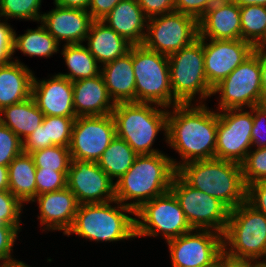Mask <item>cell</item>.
<instances>
[{"mask_svg":"<svg viewBox=\"0 0 266 267\" xmlns=\"http://www.w3.org/2000/svg\"><path fill=\"white\" fill-rule=\"evenodd\" d=\"M173 106L206 103L213 88L205 76L203 39L198 37L190 45L168 56Z\"/></svg>","mask_w":266,"mask_h":267,"instance_id":"cell-7","label":"cell"},{"mask_svg":"<svg viewBox=\"0 0 266 267\" xmlns=\"http://www.w3.org/2000/svg\"><path fill=\"white\" fill-rule=\"evenodd\" d=\"M246 187L258 181H266V147L251 148L241 163Z\"/></svg>","mask_w":266,"mask_h":267,"instance_id":"cell-36","label":"cell"},{"mask_svg":"<svg viewBox=\"0 0 266 267\" xmlns=\"http://www.w3.org/2000/svg\"><path fill=\"white\" fill-rule=\"evenodd\" d=\"M84 44L101 67L125 55L132 46L102 20H93Z\"/></svg>","mask_w":266,"mask_h":267,"instance_id":"cell-25","label":"cell"},{"mask_svg":"<svg viewBox=\"0 0 266 267\" xmlns=\"http://www.w3.org/2000/svg\"><path fill=\"white\" fill-rule=\"evenodd\" d=\"M36 166L30 154L22 152L8 166L9 191L25 206L36 197Z\"/></svg>","mask_w":266,"mask_h":267,"instance_id":"cell-28","label":"cell"},{"mask_svg":"<svg viewBox=\"0 0 266 267\" xmlns=\"http://www.w3.org/2000/svg\"><path fill=\"white\" fill-rule=\"evenodd\" d=\"M67 187L79 204L115 200V184L97 162L72 159L67 174Z\"/></svg>","mask_w":266,"mask_h":267,"instance_id":"cell-16","label":"cell"},{"mask_svg":"<svg viewBox=\"0 0 266 267\" xmlns=\"http://www.w3.org/2000/svg\"><path fill=\"white\" fill-rule=\"evenodd\" d=\"M100 74L115 104L136 102L132 46L125 55L103 65Z\"/></svg>","mask_w":266,"mask_h":267,"instance_id":"cell-23","label":"cell"},{"mask_svg":"<svg viewBox=\"0 0 266 267\" xmlns=\"http://www.w3.org/2000/svg\"><path fill=\"white\" fill-rule=\"evenodd\" d=\"M115 136L112 114L76 117L69 144L71 159L97 162Z\"/></svg>","mask_w":266,"mask_h":267,"instance_id":"cell-15","label":"cell"},{"mask_svg":"<svg viewBox=\"0 0 266 267\" xmlns=\"http://www.w3.org/2000/svg\"><path fill=\"white\" fill-rule=\"evenodd\" d=\"M256 48L242 39H203L205 76L213 88L242 64Z\"/></svg>","mask_w":266,"mask_h":267,"instance_id":"cell-17","label":"cell"},{"mask_svg":"<svg viewBox=\"0 0 266 267\" xmlns=\"http://www.w3.org/2000/svg\"><path fill=\"white\" fill-rule=\"evenodd\" d=\"M252 267H266L265 264L252 263Z\"/></svg>","mask_w":266,"mask_h":267,"instance_id":"cell-55","label":"cell"},{"mask_svg":"<svg viewBox=\"0 0 266 267\" xmlns=\"http://www.w3.org/2000/svg\"><path fill=\"white\" fill-rule=\"evenodd\" d=\"M44 118L32 96L0 110V123L10 128L22 141L31 134Z\"/></svg>","mask_w":266,"mask_h":267,"instance_id":"cell-27","label":"cell"},{"mask_svg":"<svg viewBox=\"0 0 266 267\" xmlns=\"http://www.w3.org/2000/svg\"><path fill=\"white\" fill-rule=\"evenodd\" d=\"M37 203V219L42 233L61 231L63 235L71 228L79 203L68 188L37 195L31 203ZM43 227V228H42Z\"/></svg>","mask_w":266,"mask_h":267,"instance_id":"cell-18","label":"cell"},{"mask_svg":"<svg viewBox=\"0 0 266 267\" xmlns=\"http://www.w3.org/2000/svg\"><path fill=\"white\" fill-rule=\"evenodd\" d=\"M53 142H46L45 116L42 124L23 140V152L30 154L39 149L54 146Z\"/></svg>","mask_w":266,"mask_h":267,"instance_id":"cell-44","label":"cell"},{"mask_svg":"<svg viewBox=\"0 0 266 267\" xmlns=\"http://www.w3.org/2000/svg\"><path fill=\"white\" fill-rule=\"evenodd\" d=\"M167 113L168 108L152 103H117L112 111L116 136L125 140L138 155L163 152L152 146L162 131L167 143Z\"/></svg>","mask_w":266,"mask_h":267,"instance_id":"cell-6","label":"cell"},{"mask_svg":"<svg viewBox=\"0 0 266 267\" xmlns=\"http://www.w3.org/2000/svg\"><path fill=\"white\" fill-rule=\"evenodd\" d=\"M24 206L9 190L0 191V223L12 225L21 232Z\"/></svg>","mask_w":266,"mask_h":267,"instance_id":"cell-37","label":"cell"},{"mask_svg":"<svg viewBox=\"0 0 266 267\" xmlns=\"http://www.w3.org/2000/svg\"><path fill=\"white\" fill-rule=\"evenodd\" d=\"M246 201L266 217V181L249 184Z\"/></svg>","mask_w":266,"mask_h":267,"instance_id":"cell-43","label":"cell"},{"mask_svg":"<svg viewBox=\"0 0 266 267\" xmlns=\"http://www.w3.org/2000/svg\"><path fill=\"white\" fill-rule=\"evenodd\" d=\"M239 7L246 5L266 6V0H233Z\"/></svg>","mask_w":266,"mask_h":267,"instance_id":"cell-52","label":"cell"},{"mask_svg":"<svg viewBox=\"0 0 266 267\" xmlns=\"http://www.w3.org/2000/svg\"><path fill=\"white\" fill-rule=\"evenodd\" d=\"M198 38V22L187 14L173 11L149 18L143 45L169 56Z\"/></svg>","mask_w":266,"mask_h":267,"instance_id":"cell-13","label":"cell"},{"mask_svg":"<svg viewBox=\"0 0 266 267\" xmlns=\"http://www.w3.org/2000/svg\"><path fill=\"white\" fill-rule=\"evenodd\" d=\"M233 0H208L202 11V18L213 11L219 10L220 8L230 4Z\"/></svg>","mask_w":266,"mask_h":267,"instance_id":"cell-49","label":"cell"},{"mask_svg":"<svg viewBox=\"0 0 266 267\" xmlns=\"http://www.w3.org/2000/svg\"><path fill=\"white\" fill-rule=\"evenodd\" d=\"M12 267H32V266L26 264V263L23 262V261H20V262H18L17 264L13 265Z\"/></svg>","mask_w":266,"mask_h":267,"instance_id":"cell-54","label":"cell"},{"mask_svg":"<svg viewBox=\"0 0 266 267\" xmlns=\"http://www.w3.org/2000/svg\"><path fill=\"white\" fill-rule=\"evenodd\" d=\"M62 46L60 54L68 71L58 72L59 75L68 78L71 82L100 75L101 66L84 43Z\"/></svg>","mask_w":266,"mask_h":267,"instance_id":"cell-30","label":"cell"},{"mask_svg":"<svg viewBox=\"0 0 266 267\" xmlns=\"http://www.w3.org/2000/svg\"><path fill=\"white\" fill-rule=\"evenodd\" d=\"M198 37L210 40L241 39L240 7L232 1L198 22Z\"/></svg>","mask_w":266,"mask_h":267,"instance_id":"cell-26","label":"cell"},{"mask_svg":"<svg viewBox=\"0 0 266 267\" xmlns=\"http://www.w3.org/2000/svg\"><path fill=\"white\" fill-rule=\"evenodd\" d=\"M176 172L167 153L137 155L133 165L114 183L115 199L135 212L170 191Z\"/></svg>","mask_w":266,"mask_h":267,"instance_id":"cell-2","label":"cell"},{"mask_svg":"<svg viewBox=\"0 0 266 267\" xmlns=\"http://www.w3.org/2000/svg\"><path fill=\"white\" fill-rule=\"evenodd\" d=\"M261 91L266 100V50L261 49Z\"/></svg>","mask_w":266,"mask_h":267,"instance_id":"cell-50","label":"cell"},{"mask_svg":"<svg viewBox=\"0 0 266 267\" xmlns=\"http://www.w3.org/2000/svg\"><path fill=\"white\" fill-rule=\"evenodd\" d=\"M208 0H175V11L194 17L197 22L202 19V11Z\"/></svg>","mask_w":266,"mask_h":267,"instance_id":"cell-46","label":"cell"},{"mask_svg":"<svg viewBox=\"0 0 266 267\" xmlns=\"http://www.w3.org/2000/svg\"><path fill=\"white\" fill-rule=\"evenodd\" d=\"M135 237H159L165 243L193 230L175 195L168 191L135 211Z\"/></svg>","mask_w":266,"mask_h":267,"instance_id":"cell-10","label":"cell"},{"mask_svg":"<svg viewBox=\"0 0 266 267\" xmlns=\"http://www.w3.org/2000/svg\"><path fill=\"white\" fill-rule=\"evenodd\" d=\"M73 105L79 116H103L112 114L115 103L111 99L102 75L72 82Z\"/></svg>","mask_w":266,"mask_h":267,"instance_id":"cell-21","label":"cell"},{"mask_svg":"<svg viewBox=\"0 0 266 267\" xmlns=\"http://www.w3.org/2000/svg\"><path fill=\"white\" fill-rule=\"evenodd\" d=\"M250 109L253 112L252 148L266 147V103Z\"/></svg>","mask_w":266,"mask_h":267,"instance_id":"cell-41","label":"cell"},{"mask_svg":"<svg viewBox=\"0 0 266 267\" xmlns=\"http://www.w3.org/2000/svg\"><path fill=\"white\" fill-rule=\"evenodd\" d=\"M34 74L16 56L0 65V110L31 97Z\"/></svg>","mask_w":266,"mask_h":267,"instance_id":"cell-24","label":"cell"},{"mask_svg":"<svg viewBox=\"0 0 266 267\" xmlns=\"http://www.w3.org/2000/svg\"><path fill=\"white\" fill-rule=\"evenodd\" d=\"M223 235V258L266 263V217L247 201L230 210Z\"/></svg>","mask_w":266,"mask_h":267,"instance_id":"cell-5","label":"cell"},{"mask_svg":"<svg viewBox=\"0 0 266 267\" xmlns=\"http://www.w3.org/2000/svg\"><path fill=\"white\" fill-rule=\"evenodd\" d=\"M219 267H252V263L232 262V261L223 259Z\"/></svg>","mask_w":266,"mask_h":267,"instance_id":"cell-53","label":"cell"},{"mask_svg":"<svg viewBox=\"0 0 266 267\" xmlns=\"http://www.w3.org/2000/svg\"><path fill=\"white\" fill-rule=\"evenodd\" d=\"M137 155L125 140L115 136L97 161V164L115 183L133 165Z\"/></svg>","mask_w":266,"mask_h":267,"instance_id":"cell-31","label":"cell"},{"mask_svg":"<svg viewBox=\"0 0 266 267\" xmlns=\"http://www.w3.org/2000/svg\"><path fill=\"white\" fill-rule=\"evenodd\" d=\"M206 103L177 104L168 108L167 146L177 152L171 157L177 170L183 164L215 158L218 111Z\"/></svg>","mask_w":266,"mask_h":267,"instance_id":"cell-1","label":"cell"},{"mask_svg":"<svg viewBox=\"0 0 266 267\" xmlns=\"http://www.w3.org/2000/svg\"><path fill=\"white\" fill-rule=\"evenodd\" d=\"M250 108L218 111L215 158L242 163L252 148Z\"/></svg>","mask_w":266,"mask_h":267,"instance_id":"cell-14","label":"cell"},{"mask_svg":"<svg viewBox=\"0 0 266 267\" xmlns=\"http://www.w3.org/2000/svg\"><path fill=\"white\" fill-rule=\"evenodd\" d=\"M218 95V98H217ZM217 111L251 108L266 103L261 91V49L256 50L213 87Z\"/></svg>","mask_w":266,"mask_h":267,"instance_id":"cell-9","label":"cell"},{"mask_svg":"<svg viewBox=\"0 0 266 267\" xmlns=\"http://www.w3.org/2000/svg\"><path fill=\"white\" fill-rule=\"evenodd\" d=\"M137 2L148 19L175 11V0H137Z\"/></svg>","mask_w":266,"mask_h":267,"instance_id":"cell-45","label":"cell"},{"mask_svg":"<svg viewBox=\"0 0 266 267\" xmlns=\"http://www.w3.org/2000/svg\"><path fill=\"white\" fill-rule=\"evenodd\" d=\"M241 39L255 48L266 41V6L246 5L240 7Z\"/></svg>","mask_w":266,"mask_h":267,"instance_id":"cell-32","label":"cell"},{"mask_svg":"<svg viewBox=\"0 0 266 267\" xmlns=\"http://www.w3.org/2000/svg\"><path fill=\"white\" fill-rule=\"evenodd\" d=\"M172 267H219L223 258V235L193 229L166 242Z\"/></svg>","mask_w":266,"mask_h":267,"instance_id":"cell-12","label":"cell"},{"mask_svg":"<svg viewBox=\"0 0 266 267\" xmlns=\"http://www.w3.org/2000/svg\"><path fill=\"white\" fill-rule=\"evenodd\" d=\"M102 21L132 45L143 44L148 18L137 0L120 1Z\"/></svg>","mask_w":266,"mask_h":267,"instance_id":"cell-22","label":"cell"},{"mask_svg":"<svg viewBox=\"0 0 266 267\" xmlns=\"http://www.w3.org/2000/svg\"><path fill=\"white\" fill-rule=\"evenodd\" d=\"M36 170L68 171L71 164L69 147L54 145L31 152Z\"/></svg>","mask_w":266,"mask_h":267,"instance_id":"cell-34","label":"cell"},{"mask_svg":"<svg viewBox=\"0 0 266 267\" xmlns=\"http://www.w3.org/2000/svg\"><path fill=\"white\" fill-rule=\"evenodd\" d=\"M53 9L43 12L40 24L59 44H83L89 33L93 19L87 10L61 7L54 4Z\"/></svg>","mask_w":266,"mask_h":267,"instance_id":"cell-20","label":"cell"},{"mask_svg":"<svg viewBox=\"0 0 266 267\" xmlns=\"http://www.w3.org/2000/svg\"><path fill=\"white\" fill-rule=\"evenodd\" d=\"M23 152V141L7 126L0 123V165L9 166Z\"/></svg>","mask_w":266,"mask_h":267,"instance_id":"cell-38","label":"cell"},{"mask_svg":"<svg viewBox=\"0 0 266 267\" xmlns=\"http://www.w3.org/2000/svg\"><path fill=\"white\" fill-rule=\"evenodd\" d=\"M43 0H0V18L39 22Z\"/></svg>","mask_w":266,"mask_h":267,"instance_id":"cell-33","label":"cell"},{"mask_svg":"<svg viewBox=\"0 0 266 267\" xmlns=\"http://www.w3.org/2000/svg\"><path fill=\"white\" fill-rule=\"evenodd\" d=\"M19 233L14 226L0 223V267H12L21 261L13 258V247Z\"/></svg>","mask_w":266,"mask_h":267,"instance_id":"cell-40","label":"cell"},{"mask_svg":"<svg viewBox=\"0 0 266 267\" xmlns=\"http://www.w3.org/2000/svg\"><path fill=\"white\" fill-rule=\"evenodd\" d=\"M260 49H262V50H266V41H265V43L261 46V47H259Z\"/></svg>","mask_w":266,"mask_h":267,"instance_id":"cell-56","label":"cell"},{"mask_svg":"<svg viewBox=\"0 0 266 267\" xmlns=\"http://www.w3.org/2000/svg\"><path fill=\"white\" fill-rule=\"evenodd\" d=\"M131 215L135 216V212L116 199L79 204L73 224L65 235L74 234L96 243L132 240L136 237L135 217Z\"/></svg>","mask_w":266,"mask_h":267,"instance_id":"cell-4","label":"cell"},{"mask_svg":"<svg viewBox=\"0 0 266 267\" xmlns=\"http://www.w3.org/2000/svg\"><path fill=\"white\" fill-rule=\"evenodd\" d=\"M68 171L36 170V196L67 187Z\"/></svg>","mask_w":266,"mask_h":267,"instance_id":"cell-39","label":"cell"},{"mask_svg":"<svg viewBox=\"0 0 266 267\" xmlns=\"http://www.w3.org/2000/svg\"><path fill=\"white\" fill-rule=\"evenodd\" d=\"M9 190L8 166L0 165V191Z\"/></svg>","mask_w":266,"mask_h":267,"instance_id":"cell-51","label":"cell"},{"mask_svg":"<svg viewBox=\"0 0 266 267\" xmlns=\"http://www.w3.org/2000/svg\"><path fill=\"white\" fill-rule=\"evenodd\" d=\"M122 0H91L88 12L93 20H103Z\"/></svg>","mask_w":266,"mask_h":267,"instance_id":"cell-47","label":"cell"},{"mask_svg":"<svg viewBox=\"0 0 266 267\" xmlns=\"http://www.w3.org/2000/svg\"><path fill=\"white\" fill-rule=\"evenodd\" d=\"M177 173L191 187L218 199L229 210L246 201L240 163L217 158L195 160L180 166Z\"/></svg>","mask_w":266,"mask_h":267,"instance_id":"cell-3","label":"cell"},{"mask_svg":"<svg viewBox=\"0 0 266 267\" xmlns=\"http://www.w3.org/2000/svg\"><path fill=\"white\" fill-rule=\"evenodd\" d=\"M170 191L177 198L192 229L224 233L230 210L222 202L191 187L177 172L173 176Z\"/></svg>","mask_w":266,"mask_h":267,"instance_id":"cell-11","label":"cell"},{"mask_svg":"<svg viewBox=\"0 0 266 267\" xmlns=\"http://www.w3.org/2000/svg\"><path fill=\"white\" fill-rule=\"evenodd\" d=\"M132 61L136 79V102L173 107L168 56L132 45Z\"/></svg>","mask_w":266,"mask_h":267,"instance_id":"cell-8","label":"cell"},{"mask_svg":"<svg viewBox=\"0 0 266 267\" xmlns=\"http://www.w3.org/2000/svg\"><path fill=\"white\" fill-rule=\"evenodd\" d=\"M38 79L34 74L31 96L44 116L77 117L73 86L68 78L55 73L48 79Z\"/></svg>","mask_w":266,"mask_h":267,"instance_id":"cell-19","label":"cell"},{"mask_svg":"<svg viewBox=\"0 0 266 267\" xmlns=\"http://www.w3.org/2000/svg\"><path fill=\"white\" fill-rule=\"evenodd\" d=\"M14 28L6 20L0 18V65L13 60Z\"/></svg>","mask_w":266,"mask_h":267,"instance_id":"cell-42","label":"cell"},{"mask_svg":"<svg viewBox=\"0 0 266 267\" xmlns=\"http://www.w3.org/2000/svg\"><path fill=\"white\" fill-rule=\"evenodd\" d=\"M60 44L41 24L27 29L24 34L13 32V53L20 51L28 57L50 58L60 52Z\"/></svg>","mask_w":266,"mask_h":267,"instance_id":"cell-29","label":"cell"},{"mask_svg":"<svg viewBox=\"0 0 266 267\" xmlns=\"http://www.w3.org/2000/svg\"><path fill=\"white\" fill-rule=\"evenodd\" d=\"M91 0H53V4L61 7L88 10Z\"/></svg>","mask_w":266,"mask_h":267,"instance_id":"cell-48","label":"cell"},{"mask_svg":"<svg viewBox=\"0 0 266 267\" xmlns=\"http://www.w3.org/2000/svg\"><path fill=\"white\" fill-rule=\"evenodd\" d=\"M76 117L45 116L46 142L69 147Z\"/></svg>","mask_w":266,"mask_h":267,"instance_id":"cell-35","label":"cell"}]
</instances>
